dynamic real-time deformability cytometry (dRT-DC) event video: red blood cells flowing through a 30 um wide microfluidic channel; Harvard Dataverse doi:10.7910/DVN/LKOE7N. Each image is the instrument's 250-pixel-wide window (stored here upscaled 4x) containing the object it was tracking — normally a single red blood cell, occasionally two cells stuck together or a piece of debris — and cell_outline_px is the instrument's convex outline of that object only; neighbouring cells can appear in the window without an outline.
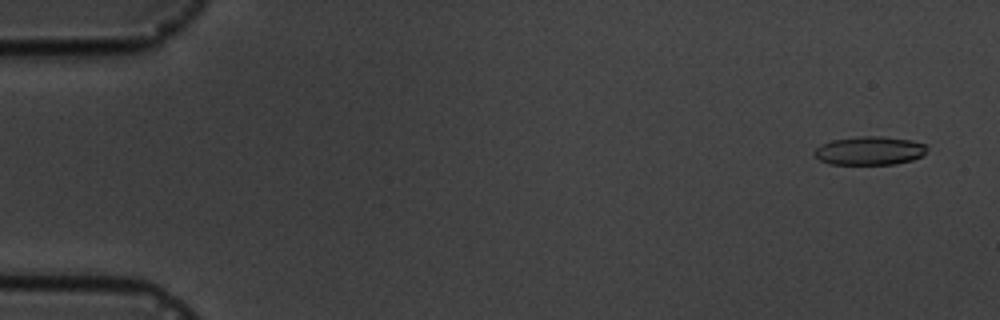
{"species": "common noctule bat (a hibernating species)", "species_latin": "Nyctalus noctula", "temperature_condition": "cold", "stored_images_in_passage": 5, "camera_frame_rate_fps": 3000, "um_per_image_px": 0.085, "animal": {"sex": "male", "body_mass_g": 19.5, "forearm_length_mm": 54.6}, "frame": {"image": 1, "passage_image": 1, "time_ms": 0.0, "image_size_px": [1000, 320], "cell_outline_px": [[928, 148], [924, 156], [912, 160], [896, 164], [828, 164], [820, 160], [812, 152], [820, 144], [832, 140], [860, 136], [880, 136], [912, 140], [928, 144]], "centroid_in_image_um": [73.95, 12.81], "position_along_channel_um": 11.0, "area_um2": 19.02}}
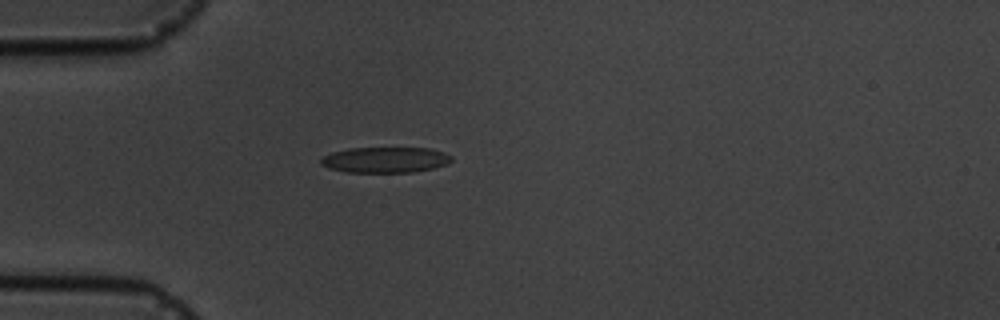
{"frame": {"image": 2, "passage_image": 4, "time_ms": 4.333, "image_size_px": [1000, 320], "cell_outline_px": [[452, 160], [448, 164], [432, 168], [412, 172], [348, 172], [328, 168], [320, 164], [320, 160], [324, 156], [332, 152], [348, 148], [432, 148], [444, 152], [452, 156]], "centroid_in_image_um": [32.76, 13.58], "position_along_channel_um": 52.2, "area_um2": 19.59}}